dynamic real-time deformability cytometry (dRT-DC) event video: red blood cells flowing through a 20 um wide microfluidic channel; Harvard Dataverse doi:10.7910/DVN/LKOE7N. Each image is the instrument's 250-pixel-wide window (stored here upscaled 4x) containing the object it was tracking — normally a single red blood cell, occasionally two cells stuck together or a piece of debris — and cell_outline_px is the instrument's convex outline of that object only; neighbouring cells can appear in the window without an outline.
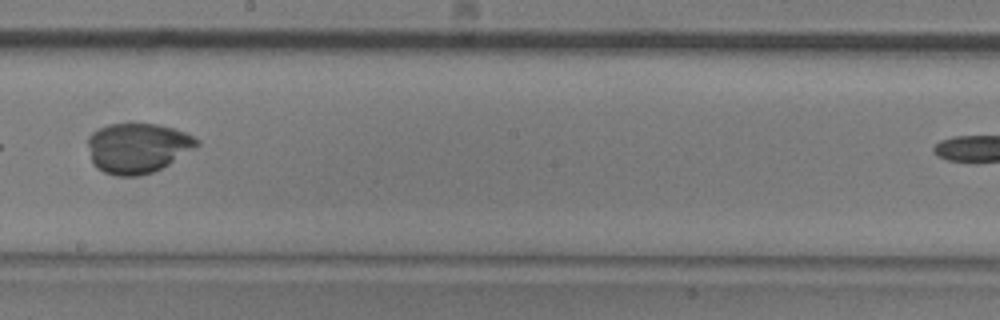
{"species": "common noctule bat (a hibernating species)", "species_latin": "Nyctalus noctula", "temperature_condition": "room temperature", "stored_images_in_passage": 9, "camera_frame_rate_fps": 3000, "um_per_image_px": 0.085, "animal": {"sex": "male", "body_mass_g": 20.5, "forearm_length_mm": 52.5}, "frame": {"image": 1, "passage_image": 7, "time_ms": 2.0, "image_size_px": [1000, 320], "cell_outline_px": [[200, 144], [168, 164], [152, 172], [140, 176], [116, 176], [104, 172], [96, 168], [92, 164], [88, 144], [88, 136], [92, 132], [108, 124], [160, 124], [176, 128], [200, 140]], "centroid_in_image_um": [11.67, 12.57], "position_along_channel_um": 236.5, "area_um2": 31.73}}
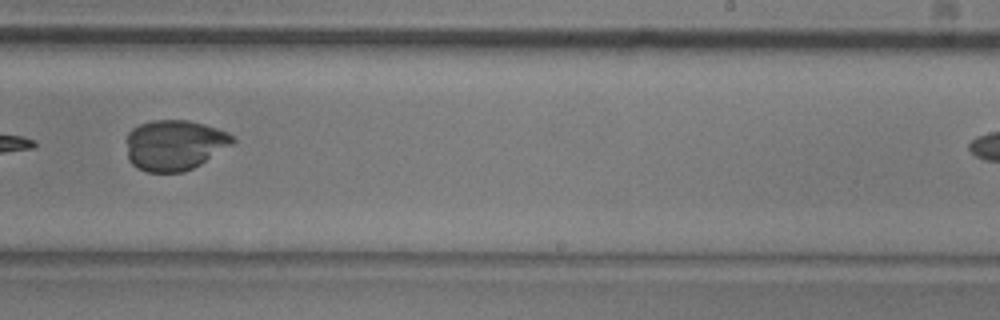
{"frame": {"image": 2, "passage_image": 8, "time_ms": 2.333, "image_size_px": [1000, 320], "cell_outline_px": [[236, 140], [232, 144], [200, 164], [184, 172], [148, 172], [136, 168], [128, 160], [124, 140], [128, 132], [132, 128], [140, 124], [152, 120], [188, 120], [204, 124], [228, 132]], "centroid_in_image_um": [14.77, 12.32], "position_along_channel_um": 274.2, "area_um2": 31.5}}